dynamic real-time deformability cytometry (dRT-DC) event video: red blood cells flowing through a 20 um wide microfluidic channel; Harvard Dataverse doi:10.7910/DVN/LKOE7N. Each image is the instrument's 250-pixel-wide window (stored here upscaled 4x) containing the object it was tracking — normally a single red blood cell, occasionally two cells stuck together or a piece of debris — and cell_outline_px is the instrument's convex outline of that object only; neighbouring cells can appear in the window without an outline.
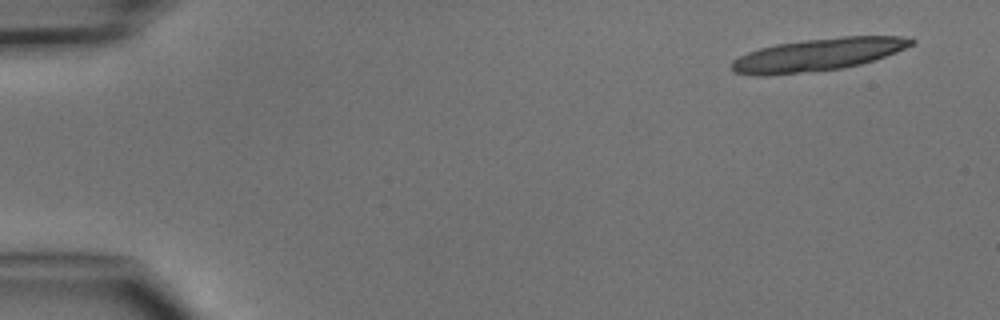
{"species": "common noctule bat (a hibernating species)", "species_latin": "Nyctalus noctula", "temperature_condition": "cold", "stored_images_in_passage": 4, "camera_frame_rate_fps": 3000, "um_per_image_px": 0.085, "animal": {"sex": "male", "body_mass_g": 15.6}, "frame": {"image": 1, "passage_image": 1, "time_ms": 0.0, "image_size_px": [1000, 320], "cell_outline_px": [[916, 40], [912, 44], [896, 52], [860, 64], [840, 68], [764, 76], [752, 76], [732, 72], [732, 60], [748, 52], [760, 48], [776, 44], [804, 40], [840, 36], [900, 36]], "centroid_in_image_um": [69.46, 4.64], "position_along_channel_um": 15.5, "area_um2": 33.7}}